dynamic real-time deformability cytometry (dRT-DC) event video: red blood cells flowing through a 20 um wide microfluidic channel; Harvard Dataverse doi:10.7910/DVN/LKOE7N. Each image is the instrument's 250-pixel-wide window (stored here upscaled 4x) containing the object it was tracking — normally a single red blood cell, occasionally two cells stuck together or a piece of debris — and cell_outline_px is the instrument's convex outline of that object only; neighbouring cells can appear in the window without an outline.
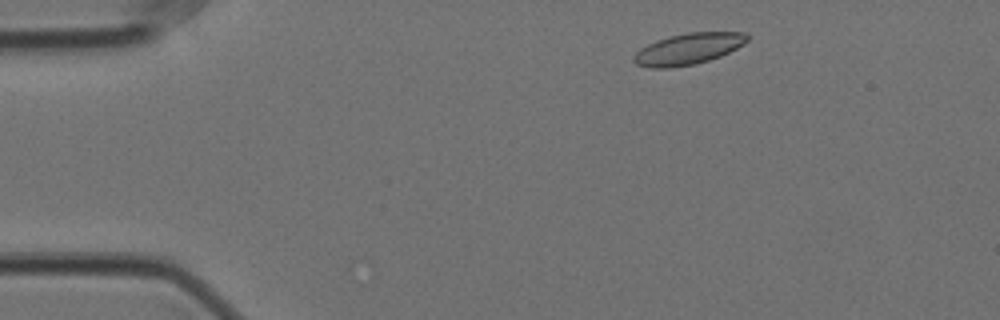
{"species": "Egyptian fruit bat (a non-hibernating species)", "species_latin": "Rousettus aegyptiacus", "temperature_condition": "cold", "stored_images_in_passage": 52, "camera_frame_rate_fps": 3000, "um_per_image_px": 0.085, "animal": {"sex": "female"}, "frame": {"image": 1, "passage_image": 4, "time_ms": 1.0, "image_size_px": [1000, 320], "cell_outline_px": [[748, 40], [744, 44], [720, 56], [708, 60], [692, 64], [672, 68], [652, 68], [636, 64], [632, 60], [632, 56], [640, 48], [656, 40], [668, 36], [688, 32], [744, 32], [748, 36]], "centroid_in_image_um": [58.46, 4.15], "position_along_channel_um": 26.5, "area_um2": 20.63}}
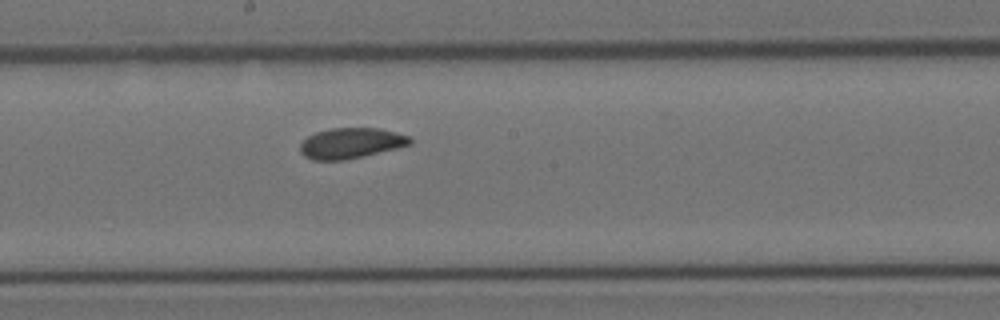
{"frame": {"image": 2, "passage_image": 26, "time_ms": 8.333, "image_size_px": [1000, 320], "cell_outline_px": [[412, 144], [364, 156], [344, 160], [312, 160], [304, 156], [300, 152], [300, 144], [308, 136], [316, 132], [328, 128], [380, 128], [408, 136], [412, 140]], "centroid_in_image_um": [29.8, 12.17], "position_along_channel_um": 218.4, "area_um2": 19.54}}
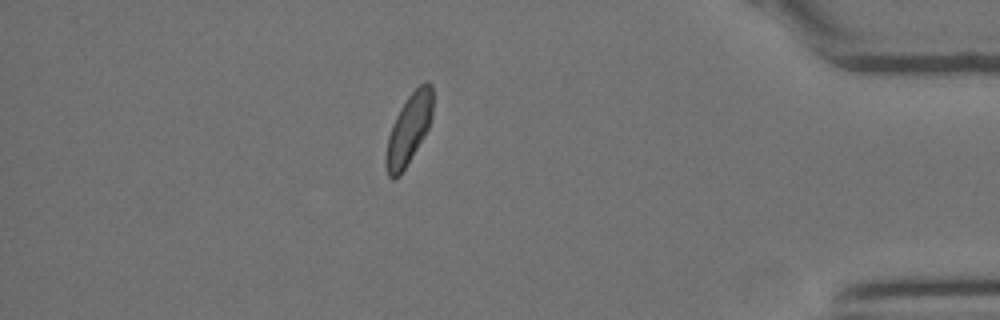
{"frame": {"image": 3, "passage_image": 45, "time_ms": 14.667, "image_size_px": [1000, 320], "cell_outline_px": [[432, 116], [428, 128], [424, 136], [400, 176], [392, 180], [388, 176], [384, 164], [384, 156], [388, 136], [392, 124], [400, 108], [408, 96], [424, 80], [428, 80], [432, 84]], "centroid_in_image_um": [34.72, 11.0], "position_along_channel_um": 400.5, "area_um2": 19.31}, "authors_computed_cell_mechanics": {"area_um2": 19.8832, "velocity_mm_per_s": 3.4987, "shape_relaxation_time_tau1_ms": 5.5394, "shape_relaxation_time_tau2_ms": 1.7019, "deformation_change_tau1": 0.0959, "deformation_change_tau2": 0.0554}}